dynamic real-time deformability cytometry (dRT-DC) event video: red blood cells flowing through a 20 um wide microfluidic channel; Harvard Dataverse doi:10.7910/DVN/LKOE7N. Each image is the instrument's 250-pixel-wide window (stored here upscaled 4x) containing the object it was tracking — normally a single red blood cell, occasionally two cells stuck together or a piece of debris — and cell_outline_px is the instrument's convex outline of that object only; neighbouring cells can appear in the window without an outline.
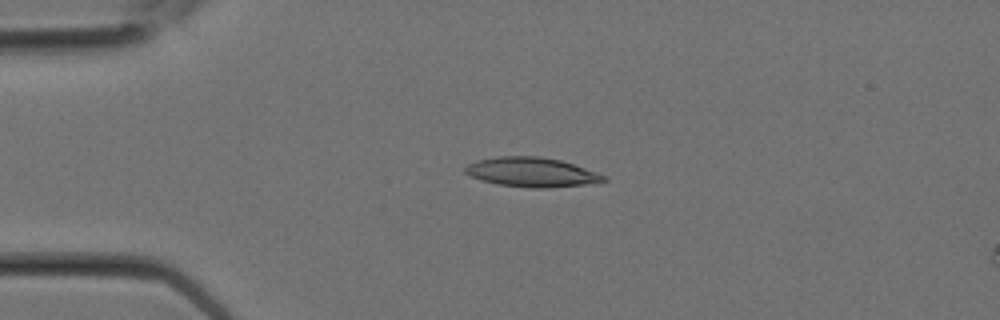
{"species": "Egyptian fruit bat (a non-hibernating species)", "species_latin": "Rousettus aegyptiacus", "temperature_condition": "room temperature", "stored_images_in_passage": 2, "camera_frame_rate_fps": 3000, "um_per_image_px": 0.085, "animal": {"sex": "female"}, "frame": {"image": 1, "passage_image": 1, "time_ms": 0.0, "image_size_px": [1000, 320], "cell_outline_px": [[608, 180], [584, 184], [548, 188], [532, 188], [500, 184], [480, 180], [464, 172], [464, 168], [468, 164], [476, 160], [496, 156], [536, 156], [560, 160], [608, 176]], "centroid_in_image_um": [45.17, 14.63], "position_along_channel_um": 39.8, "area_um2": 23.58}}